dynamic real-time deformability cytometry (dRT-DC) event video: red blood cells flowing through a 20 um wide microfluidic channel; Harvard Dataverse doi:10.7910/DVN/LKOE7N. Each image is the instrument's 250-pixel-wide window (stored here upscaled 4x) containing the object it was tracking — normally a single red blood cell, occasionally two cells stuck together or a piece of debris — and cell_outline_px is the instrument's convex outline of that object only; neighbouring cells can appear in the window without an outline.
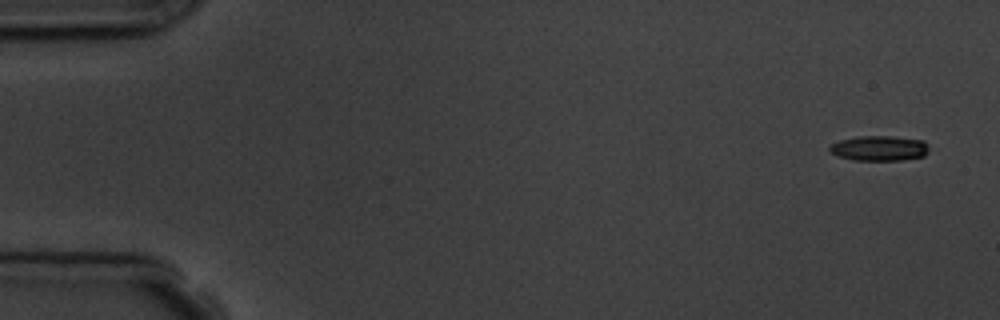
{"species": "common noctule bat (a hibernating species)", "species_latin": "Nyctalus noctula", "temperature_condition": "room temperature", "stored_images_in_passage": 5, "camera_frame_rate_fps": 3000, "um_per_image_px": 0.085, "animal": {"sex": "male", "body_mass_g": 19.5, "forearm_length_mm": 54.6}, "frame": {"image": 1, "passage_image": 1, "time_ms": 0.0, "image_size_px": [1000, 320], "cell_outline_px": [[928, 152], [924, 156], [904, 160], [852, 160], [836, 156], [828, 152], [828, 148], [832, 144], [840, 140], [856, 136], [892, 136], [924, 140], [928, 144]], "centroid_in_image_um": [74.72, 12.6], "position_along_channel_um": 10.3, "area_um2": 14.8}}
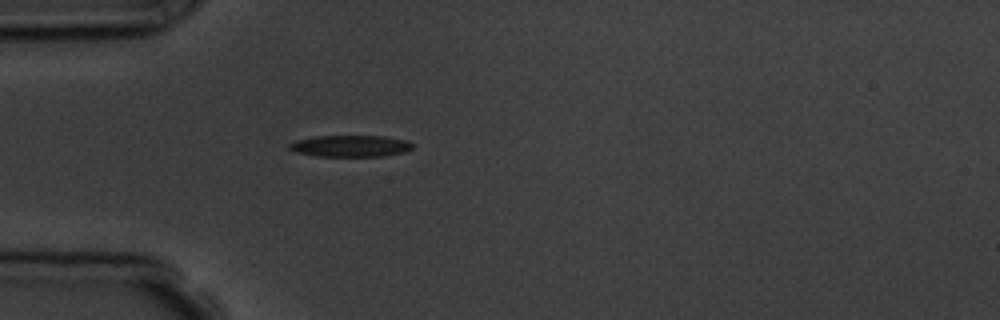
{"frame": {"image": 2, "passage_image": 5, "time_ms": 4.667, "image_size_px": [1000, 320], "cell_outline_px": [[416, 144], [412, 148], [404, 152], [384, 156], [316, 156], [296, 152], [288, 148], [288, 144], [296, 140], [316, 136], [384, 136], [408, 140]], "centroid_in_image_um": [29.82, 12.4], "position_along_channel_um": 55.2, "area_um2": 15.61}}